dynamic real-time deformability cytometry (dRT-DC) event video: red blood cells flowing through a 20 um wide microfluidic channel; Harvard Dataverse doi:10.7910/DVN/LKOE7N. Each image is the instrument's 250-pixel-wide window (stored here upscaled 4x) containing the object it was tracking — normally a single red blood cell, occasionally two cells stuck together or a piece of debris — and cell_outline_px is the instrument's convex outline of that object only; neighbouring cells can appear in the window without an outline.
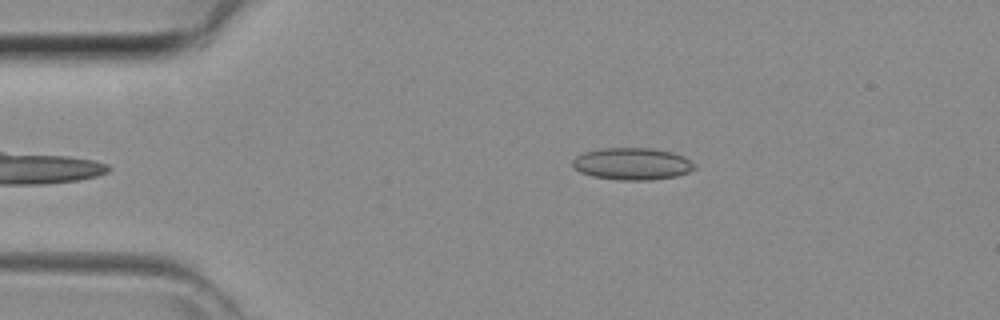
{"species": "common noctule bat (a hibernating species)", "species_latin": "Nyctalus noctula", "temperature_condition": "room temperature", "stored_images_in_passage": 32, "camera_frame_rate_fps": 3000, "um_per_image_px": 0.085, "animal": {"sex": "female", "body_mass_g": 29.2, "forearm_length_mm": 56.3}, "frame": {"image": 1, "passage_image": 2, "time_ms": 0.333, "image_size_px": [1000, 320], "cell_outline_px": [[696, 168], [688, 172], [676, 176], [648, 180], [620, 180], [592, 176], [580, 172], [572, 168], [572, 160], [576, 156], [584, 152], [604, 148], [648, 148], [672, 152], [684, 156], [692, 160], [696, 164]], "centroid_in_image_um": [53.74, 13.92], "position_along_channel_um": 31.3, "area_um2": 22.89}}
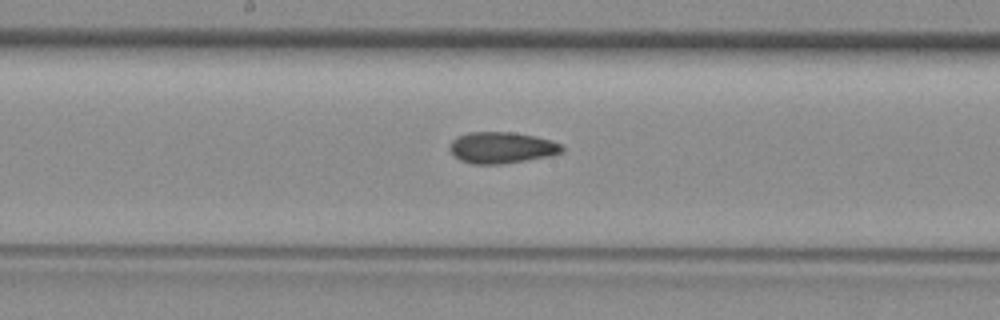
{"frame": {"image": 2, "passage_image": 16, "time_ms": 5.0, "image_size_px": [1000, 320], "cell_outline_px": [[564, 152], [552, 156], [504, 164], [472, 164], [460, 160], [448, 148], [452, 140], [456, 136], [468, 132], [512, 132], [532, 136], [548, 140], [560, 144], [564, 148]], "centroid_in_image_um": [42.63, 12.56], "position_along_channel_um": 205.6, "area_um2": 20.58}}
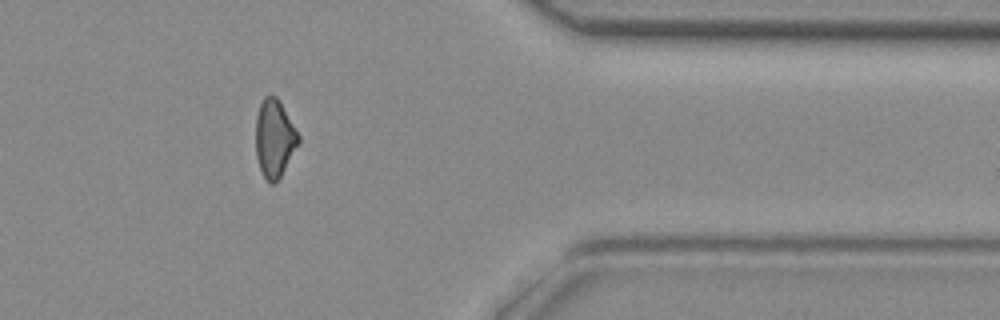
{"frame": {"image": 3, "passage_image": 29, "time_ms": 9.333, "image_size_px": [1000, 320], "cell_outline_px": [[300, 140], [280, 176], [272, 184], [268, 184], [260, 168], [256, 156], [256, 116], [260, 104], [264, 96], [268, 92], [276, 96], [300, 136]], "centroid_in_image_um": [23.3, 11.73], "position_along_channel_um": 388.1, "area_um2": 19.07}}